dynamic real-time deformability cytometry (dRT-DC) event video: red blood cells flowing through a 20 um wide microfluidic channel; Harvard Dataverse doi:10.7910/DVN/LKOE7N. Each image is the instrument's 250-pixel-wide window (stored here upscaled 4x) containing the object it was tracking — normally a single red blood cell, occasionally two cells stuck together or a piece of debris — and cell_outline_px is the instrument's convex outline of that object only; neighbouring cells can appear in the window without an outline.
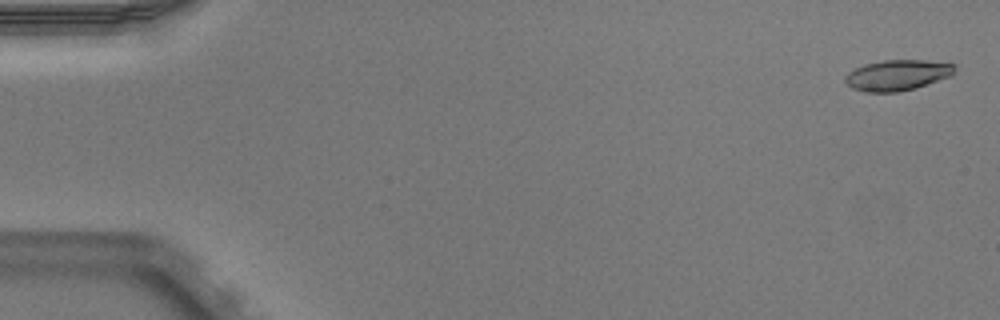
{"species": "Egyptian fruit bat (a non-hibernating species)", "species_latin": "Rousettus aegyptiacus", "temperature_condition": "warm", "stored_images_in_passage": 52, "camera_frame_rate_fps": 3000, "um_per_image_px": 0.085, "animal": {"sex": "male"}, "frame": {"image": 1, "passage_image": 2, "time_ms": 0.333, "image_size_px": [1000, 320], "cell_outline_px": [[956, 68], [952, 76], [916, 88], [900, 92], [864, 92], [852, 88], [844, 80], [844, 76], [848, 72], [864, 64], [884, 60], [924, 60], [956, 64]], "centroid_in_image_um": [76.29, 6.39], "position_along_channel_um": 8.7, "area_um2": 19.77}}
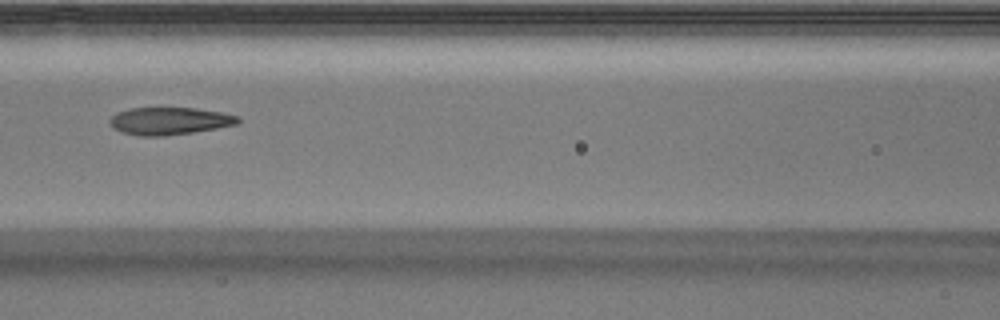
{"frame": {"image": 2, "passage_image": 24, "time_ms": 7.667, "image_size_px": [1000, 320], "cell_outline_px": [[240, 120], [236, 124], [216, 128], [192, 132], [164, 136], [140, 136], [120, 132], [112, 128], [108, 120], [116, 112], [128, 108], [196, 108], [224, 112], [240, 116]], "centroid_in_image_um": [14.38, 10.28], "position_along_channel_um": 152.2, "area_um2": 20.69}}
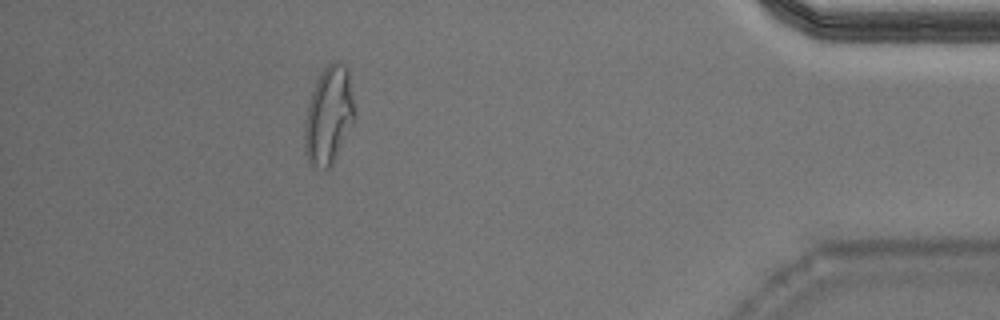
{"frame": {"image": 3, "passage_image": 47, "time_ms": 15.333, "image_size_px": [1000, 320], "cell_outline_px": [[356, 116], [332, 164], [328, 168], [324, 168], [308, 164], [304, 152], [304, 124], [308, 104], [316, 80], [324, 68], [332, 60], [336, 60], [344, 64], [348, 68]], "centroid_in_image_um": [27.93, 9.79], "position_along_channel_um": 407.3, "area_um2": 28.55}, "authors_computed_cell_mechanics": {"area_um2": 21.0103, "velocity_mm_per_s": 3.9425, "shape_relaxation_time_tau1_ms": null, "shape_relaxation_time_tau2_ms": 1.805, "deformation_change_tau1": null, "deformation_change_tau2": 0.1}}